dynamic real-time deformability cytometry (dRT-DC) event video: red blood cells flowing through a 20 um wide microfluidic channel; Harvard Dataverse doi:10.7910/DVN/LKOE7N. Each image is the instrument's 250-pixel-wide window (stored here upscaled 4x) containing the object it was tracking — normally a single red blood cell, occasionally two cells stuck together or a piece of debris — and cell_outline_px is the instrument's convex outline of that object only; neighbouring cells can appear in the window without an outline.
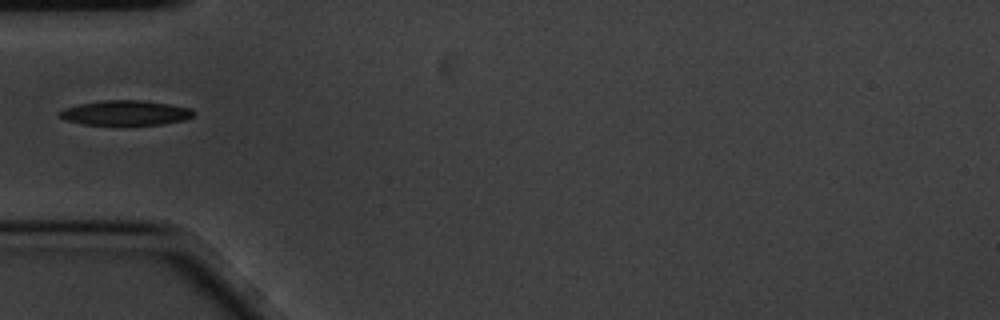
{"species": "common noctule bat (a hibernating species)", "species_latin": "Nyctalus noctula", "temperature_condition": "cold", "stored_images_in_passage": 4, "camera_frame_rate_fps": 3000, "um_per_image_px": 0.085, "animal": {"sex": "male", "body_mass_g": 20.1, "forearm_length_mm": 53.5}, "frame": {"image": 1, "passage_image": 1, "time_ms": 0.0, "image_size_px": [1000, 320], "cell_outline_px": [[196, 112], [192, 116], [184, 120], [160, 124], [84, 124], [64, 120], [56, 116], [56, 112], [64, 108], [80, 104], [104, 100], [144, 100], [192, 108]], "centroid_in_image_um": [10.63, 9.58], "position_along_channel_um": 74.4, "area_um2": 19.36}}
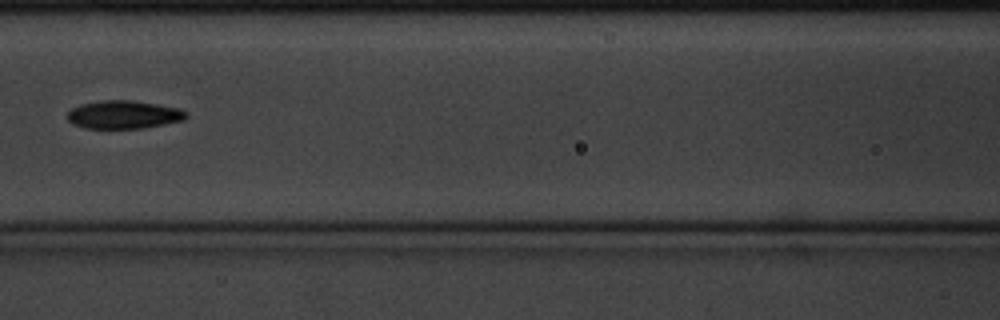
{"frame": {"image": 2, "passage_image": 3, "time_ms": 0.667, "image_size_px": [1000, 320], "cell_outline_px": [[188, 116], [184, 120], [164, 124], [140, 128], [84, 128], [72, 124], [68, 120], [68, 112], [72, 108], [80, 104], [100, 100], [132, 100], [180, 108]], "centroid_in_image_um": [10.48, 9.74], "position_along_channel_um": 156.1, "area_um2": 19.42}}
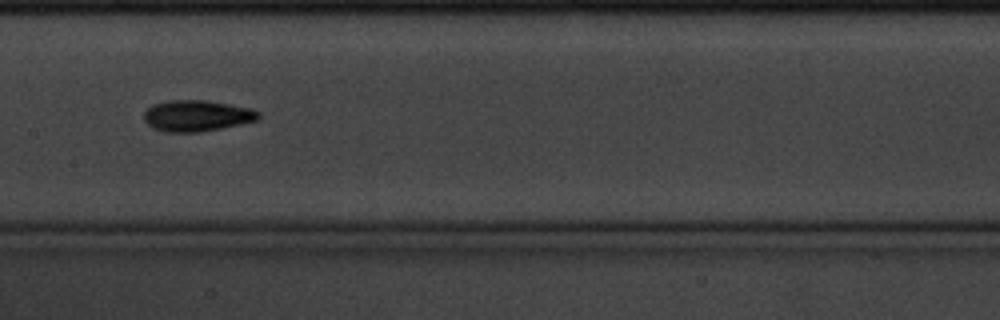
{"frame": {"image": 3, "passage_image": 4, "time_ms": 1.0, "image_size_px": [1000, 320], "cell_outline_px": [[260, 116], [256, 120], [240, 124], [200, 132], [168, 132], [156, 128], [148, 124], [144, 120], [144, 112], [152, 104], [168, 100], [204, 100], [252, 108], [260, 112]], "centroid_in_image_um": [16.73, 9.83], "position_along_channel_um": 190.7, "area_um2": 20.63}}